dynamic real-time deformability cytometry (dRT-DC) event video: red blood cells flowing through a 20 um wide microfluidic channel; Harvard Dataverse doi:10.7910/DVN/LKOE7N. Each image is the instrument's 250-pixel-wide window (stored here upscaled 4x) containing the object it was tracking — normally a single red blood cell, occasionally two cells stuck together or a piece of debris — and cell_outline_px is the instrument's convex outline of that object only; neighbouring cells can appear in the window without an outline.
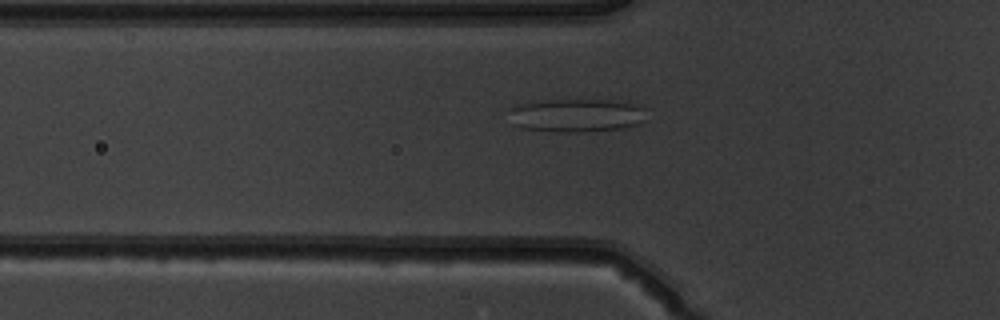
{"species": "common noctule bat (a hibernating species)", "species_latin": "Nyctalus noctula", "temperature_condition": "warm", "stored_images_in_passage": 33, "camera_frame_rate_fps": 3000, "um_per_image_px": 0.085, "animal": {"sex": "male", "body_mass_g": 19.5, "forearm_length_mm": 54.6}, "frame": {"image": 1, "passage_image": 3, "time_ms": 0.667, "image_size_px": [1000, 320], "cell_outline_px": [[648, 108], [644, 120], [636, 124], [624, 128], [580, 132], [560, 132], [520, 128], [512, 124], [508, 108], [520, 104], [556, 100], [628, 100]], "centroid_in_image_um": [49.07, 9.8], "position_along_channel_um": 76.7, "area_um2": 27.11}}
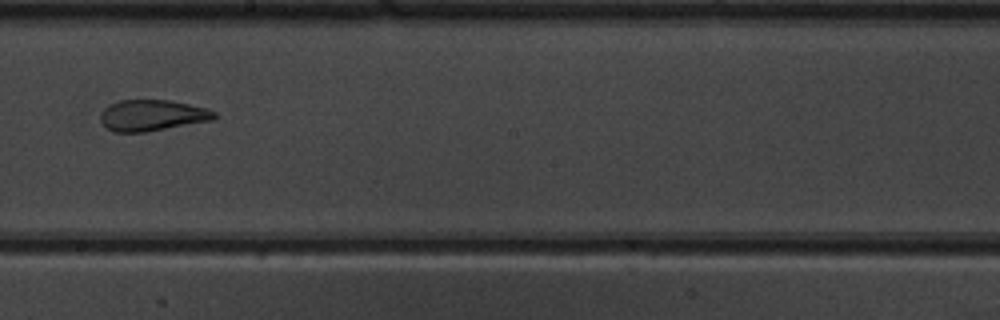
{"frame": {"image": 2, "passage_image": 15, "time_ms": 4.667, "image_size_px": [1000, 320], "cell_outline_px": [[220, 116], [212, 120], [144, 132], [116, 132], [108, 128], [100, 120], [100, 112], [108, 104], [120, 100], [168, 100], [208, 108], [216, 112]], "centroid_in_image_um": [12.94, 9.79], "position_along_channel_um": 235.3, "area_um2": 20.63}}
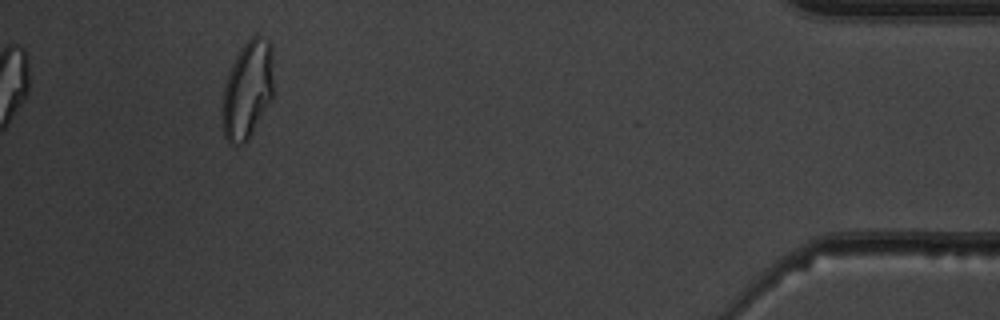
{"frame": {"image": 3, "passage_image": 33, "time_ms": 10.667, "image_size_px": [1000, 320], "cell_outline_px": [[272, 100], [248, 140], [244, 144], [232, 144], [224, 136], [220, 112], [224, 88], [228, 72], [240, 48], [252, 36], [260, 36], [268, 40], [272, 44]], "centroid_in_image_um": [21.02, 7.66], "position_along_channel_um": 414.2, "area_um2": 29.54}, "authors_computed_cell_mechanics": {"area_um2": 22.0796, "velocity_mm_per_s": 3.9501, "shape_relaxation_time_tau1_ms": null, "shape_relaxation_time_tau2_ms": 1.5448, "deformation_change_tau1": null, "deformation_change_tau2": 0.1006}}